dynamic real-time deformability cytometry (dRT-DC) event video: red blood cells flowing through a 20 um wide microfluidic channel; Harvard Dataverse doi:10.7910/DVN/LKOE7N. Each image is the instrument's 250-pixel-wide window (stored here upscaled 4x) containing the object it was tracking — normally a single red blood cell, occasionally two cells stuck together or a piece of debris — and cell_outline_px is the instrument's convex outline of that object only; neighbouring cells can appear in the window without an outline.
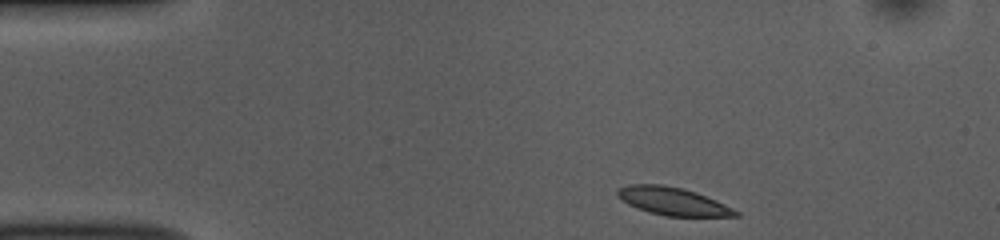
{"species": "common noctule bat (a hibernating species)", "species_latin": "Nyctalus noctula", "temperature_condition": "room temperature", "stored_images_in_passage": 46, "camera_frame_rate_fps": 3000, "um_per_image_px": 0.085, "animal": {"sex": "female", "body_mass_g": 10.0, "forearm_length_mm": 53.1}, "frame": {"image": 1, "passage_image": 1, "time_ms": 0.0, "image_size_px": [1000, 240], "cell_outline_px": [[740, 216], [668, 216], [648, 212], [628, 204], [616, 196], [616, 188], [628, 184], [660, 184], [684, 188], [696, 192], [716, 200], [740, 212]], "centroid_in_image_um": [57.15, 17.09], "position_along_channel_um": 27.8, "area_um2": 19.25}}
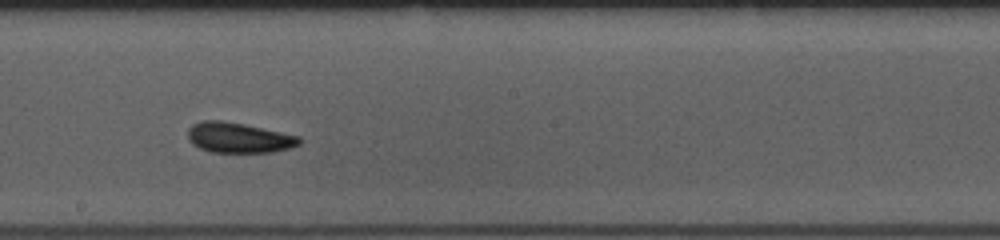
{"frame": {"image": 2, "passage_image": 22, "time_ms": 7.0, "image_size_px": [1000, 240], "cell_outline_px": [[300, 144], [292, 148], [272, 152], [212, 152], [200, 148], [192, 144], [188, 140], [188, 128], [192, 124], [204, 120], [224, 120], [244, 124], [300, 136]], "centroid_in_image_um": [20.28, 11.7], "position_along_channel_um": 227.9, "area_um2": 19.77}}
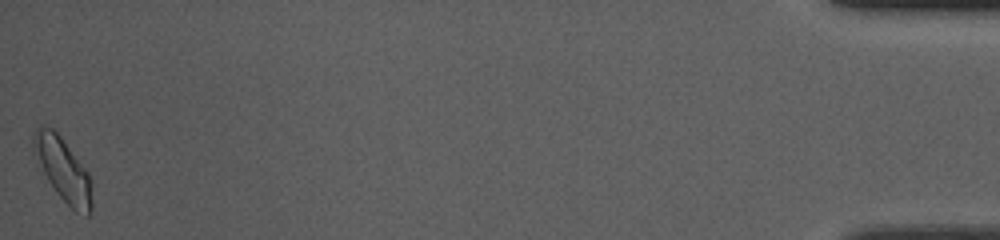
{"frame": {"image": 3, "passage_image": 46, "time_ms": 15.0, "image_size_px": [1000, 240], "cell_outline_px": [[92, 208], [88, 216], [76, 212], [56, 192], [36, 164], [32, 152], [32, 136], [36, 128], [40, 124], [52, 128], [60, 136], [88, 172], [92, 184]], "centroid_in_image_um": [5.31, 14.39], "position_along_channel_um": 429.9, "area_um2": 21.85}, "authors_computed_cell_mechanics": {"area_um2": 19.2474, "velocity_mm_per_s": 3.689, "shape_relaxation_time_tau1_ms": 2.6928, "shape_relaxation_time_tau2_ms": 5.1932, "deformation_change_tau1": 0.102, "deformation_change_tau2": 0.121}}